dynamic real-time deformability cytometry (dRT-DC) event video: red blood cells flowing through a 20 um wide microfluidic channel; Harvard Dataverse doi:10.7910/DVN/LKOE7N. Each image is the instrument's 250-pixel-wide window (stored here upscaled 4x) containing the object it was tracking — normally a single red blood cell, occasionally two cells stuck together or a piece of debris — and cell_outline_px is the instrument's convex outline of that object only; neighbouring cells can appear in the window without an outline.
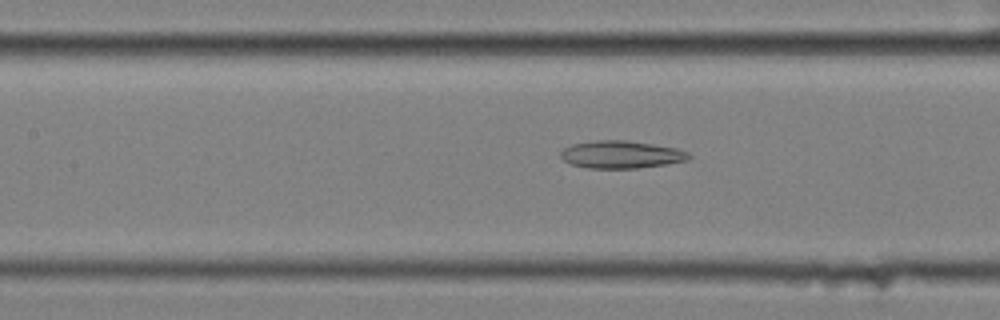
{"species": "common noctule bat (a hibernating species)", "species_latin": "Nyctalus noctula", "temperature_condition": "cold", "stored_images_in_passage": 58, "camera_frame_rate_fps": 3000, "um_per_image_px": 0.085, "animal": {"sex": "female", "body_mass_g": 25.1}, "frame": {"image": 1, "passage_image": 26, "time_ms": 8.333, "image_size_px": [1000, 320], "cell_outline_px": [[692, 156], [688, 160], [668, 164], [636, 168], [588, 168], [572, 164], [564, 160], [560, 156], [560, 152], [564, 148], [572, 144], [596, 140], [624, 140], [652, 144], [676, 148], [688, 152]], "centroid_in_image_um": [52.81, 13.13], "position_along_channel_um": 154.6, "area_um2": 20.52}}
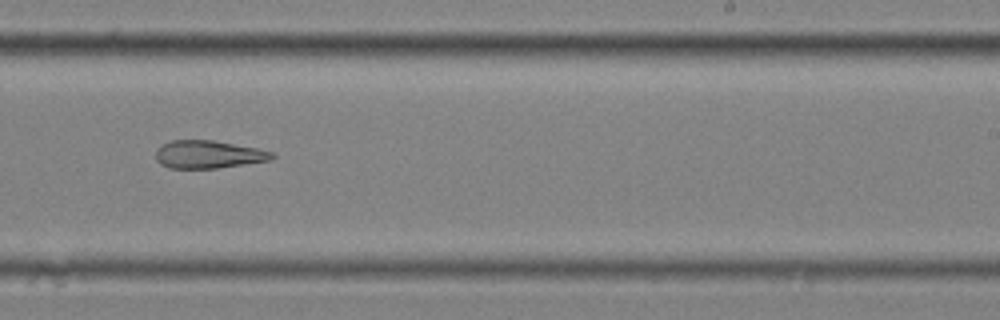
{"frame": {"image": 2, "passage_image": 36, "time_ms": 11.667, "image_size_px": [1000, 320], "cell_outline_px": [[276, 156], [272, 160], [216, 168], [168, 168], [160, 164], [156, 160], [156, 148], [172, 140], [212, 140], [256, 148], [272, 152]], "centroid_in_image_um": [17.69, 13.13], "position_along_channel_um": 271.3, "area_um2": 18.79}}
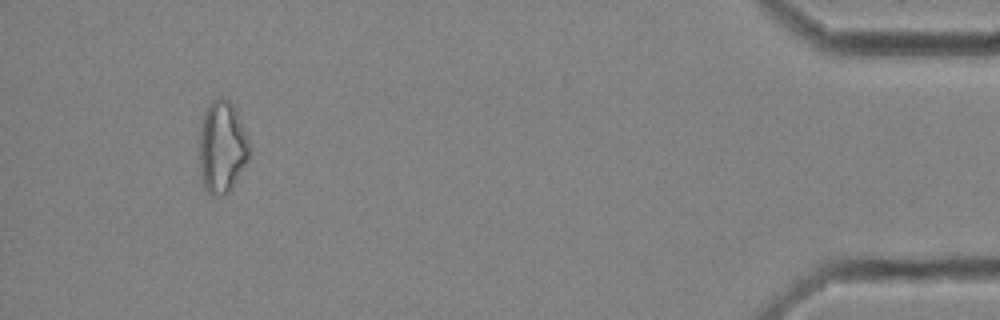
{"frame": {"image": 3, "passage_image": 54, "time_ms": 17.667, "image_size_px": [1000, 320], "cell_outline_px": [[252, 148], [248, 160], [232, 188], [224, 196], [212, 196], [204, 188], [200, 176], [200, 128], [204, 112], [208, 104], [216, 96], [220, 96], [228, 100], [232, 104], [252, 144]], "centroid_in_image_um": [18.89, 12.51], "position_along_channel_um": 416.3, "area_um2": 27.34}, "authors_computed_cell_mechanics": {"area_um2": 23.8714, "velocity_mm_per_s": 3.5039, "shape_relaxation_time_tau1_ms": null, "shape_relaxation_time_tau2_ms": 6.6047, "deformation_change_tau1": null, "deformation_change_tau2": 0.1968}}